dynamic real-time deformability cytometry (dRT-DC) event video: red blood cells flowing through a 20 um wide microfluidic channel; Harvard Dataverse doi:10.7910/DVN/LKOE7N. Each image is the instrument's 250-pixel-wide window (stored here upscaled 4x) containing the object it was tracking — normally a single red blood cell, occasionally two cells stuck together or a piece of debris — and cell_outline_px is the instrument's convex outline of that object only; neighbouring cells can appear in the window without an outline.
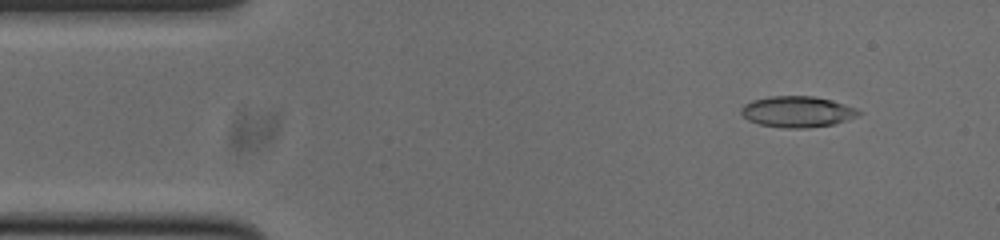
{"species": "common noctule bat (a hibernating species)", "species_latin": "Nyctalus noctula", "temperature_condition": "cold", "stored_images_in_passage": 52, "camera_frame_rate_fps": 3000, "um_per_image_px": 0.085, "animal": {"sex": "male", "body_mass_g": 20.0, "forearm_length_mm": 53.3}, "frame": {"image": 1, "passage_image": 5, "time_ms": 1.333, "image_size_px": [1000, 240], "cell_outline_px": [[864, 112], [856, 116], [836, 124], [808, 128], [784, 128], [760, 124], [748, 120], [740, 112], [740, 108], [744, 104], [752, 100], [768, 96], [812, 96], [832, 100], [856, 108]], "centroid_in_image_um": [67.77, 9.49], "position_along_channel_um": 17.2, "area_um2": 21.39}}
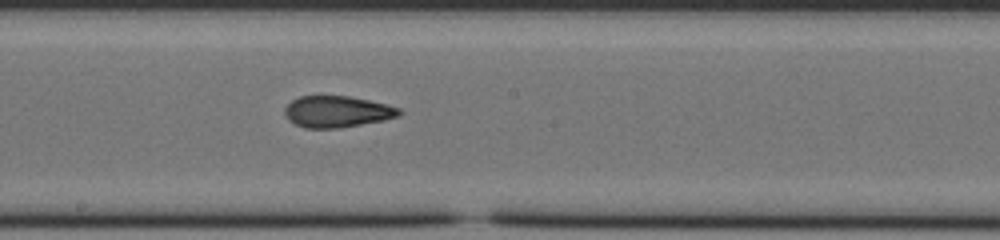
{"frame": {"image": 2, "passage_image": 27, "time_ms": 8.667, "image_size_px": [1000, 240], "cell_outline_px": [[404, 112], [400, 116], [384, 120], [340, 128], [304, 128], [288, 120], [284, 116], [284, 108], [292, 100], [300, 96], [348, 96], [388, 104], [400, 108]], "centroid_in_image_um": [28.67, 9.49], "position_along_channel_um": 219.5, "area_um2": 21.15}}
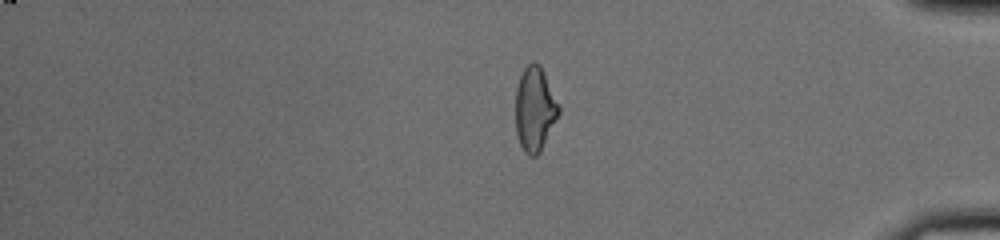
{"frame": {"image": 3, "passage_image": 43, "time_ms": 14.0, "image_size_px": [1000, 240], "cell_outline_px": [[560, 112], [540, 152], [536, 156], [528, 156], [524, 152], [520, 144], [516, 132], [516, 88], [520, 76], [524, 68], [532, 60], [540, 64], [560, 108]], "centroid_in_image_um": [45.44, 9.27], "position_along_channel_um": 389.8, "area_um2": 21.1}, "authors_computed_cell_mechanics": {"area_um2": 21.3571, "velocity_mm_per_s": 3.7966, "shape_relaxation_time_tau1_ms": null, "shape_relaxation_time_tau2_ms": 2.8359, "deformation_change_tau1": null, "deformation_change_tau2": 0.1145}}